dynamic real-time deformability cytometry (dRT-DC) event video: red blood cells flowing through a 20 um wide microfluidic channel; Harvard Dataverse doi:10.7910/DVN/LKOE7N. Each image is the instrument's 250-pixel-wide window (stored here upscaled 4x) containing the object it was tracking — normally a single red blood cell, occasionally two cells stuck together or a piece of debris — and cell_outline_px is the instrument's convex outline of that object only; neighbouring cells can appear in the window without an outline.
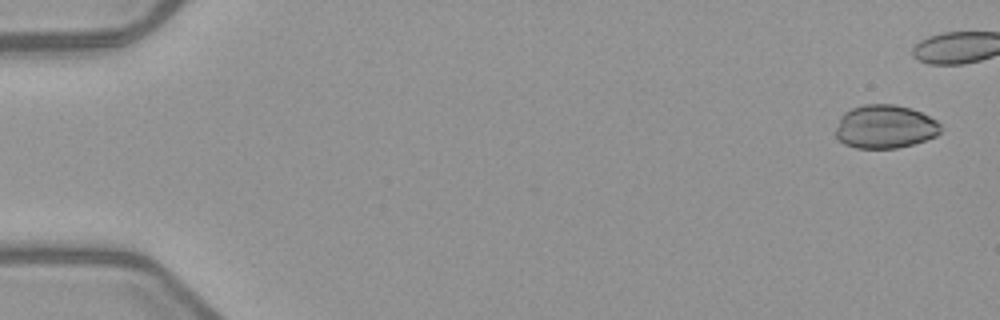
{"species": "common noctule bat (a hibernating species)", "species_latin": "Nyctalus noctula", "temperature_condition": "warm", "stored_images_in_passage": 6, "camera_frame_rate_fps": 3000, "um_per_image_px": 0.085, "animal": {"sex": "female", "body_mass_g": 21.9}, "frame": {"image": 1, "passage_image": 1, "time_ms": 0.0, "image_size_px": [1000, 320], "cell_outline_px": [[940, 132], [936, 136], [912, 144], [896, 148], [856, 148], [844, 144], [836, 136], [836, 128], [840, 116], [844, 112], [852, 108], [864, 104], [896, 104], [912, 108], [936, 120], [940, 124]], "centroid_in_image_um": [75.21, 10.76], "position_along_channel_um": 9.8, "area_um2": 26.59}}
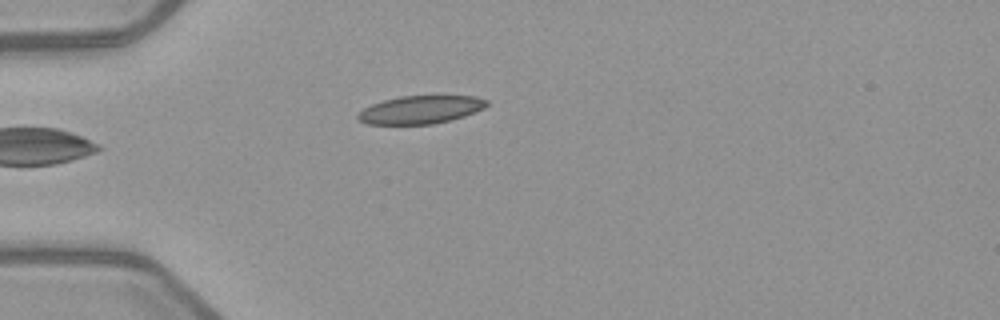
{"frame": {"image": 2, "passage_image": 5, "time_ms": 5.667, "image_size_px": [1000, 320], "cell_outline_px": [[488, 104], [484, 108], [464, 116], [452, 120], [432, 124], [368, 124], [360, 120], [356, 116], [364, 108], [372, 104], [384, 100], [400, 96], [476, 96], [488, 100]], "centroid_in_image_um": [35.77, 9.32], "position_along_channel_um": 49.2, "area_um2": 20.92}}